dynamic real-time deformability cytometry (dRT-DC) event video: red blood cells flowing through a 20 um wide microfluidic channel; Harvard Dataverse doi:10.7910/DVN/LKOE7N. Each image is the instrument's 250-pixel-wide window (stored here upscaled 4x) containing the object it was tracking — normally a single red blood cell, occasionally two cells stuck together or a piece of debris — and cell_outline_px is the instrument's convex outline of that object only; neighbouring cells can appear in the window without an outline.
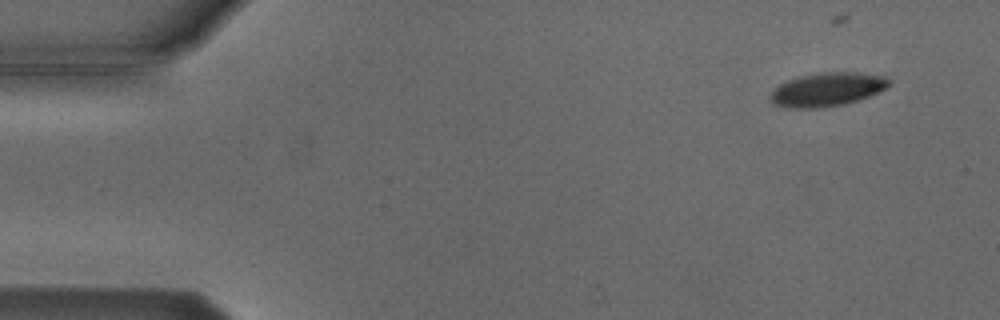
{"species": "Egyptian fruit bat (a non-hibernating species)", "species_latin": "Rousettus aegyptiacus", "temperature_condition": "cold", "stored_images_in_passage": 5, "camera_frame_rate_fps": 3000, "um_per_image_px": 0.085, "animal": {"sex": "male"}, "frame": {"image": 1, "passage_image": 1, "time_ms": 0.0, "image_size_px": [1000, 320], "cell_outline_px": [[892, 84], [888, 88], [868, 96], [844, 104], [816, 108], [788, 108], [772, 104], [768, 96], [780, 84], [788, 80], [800, 76], [816, 72], [860, 72], [884, 76], [892, 80]], "centroid_in_image_um": [70.33, 7.59], "position_along_channel_um": 14.7, "area_um2": 23.47}}